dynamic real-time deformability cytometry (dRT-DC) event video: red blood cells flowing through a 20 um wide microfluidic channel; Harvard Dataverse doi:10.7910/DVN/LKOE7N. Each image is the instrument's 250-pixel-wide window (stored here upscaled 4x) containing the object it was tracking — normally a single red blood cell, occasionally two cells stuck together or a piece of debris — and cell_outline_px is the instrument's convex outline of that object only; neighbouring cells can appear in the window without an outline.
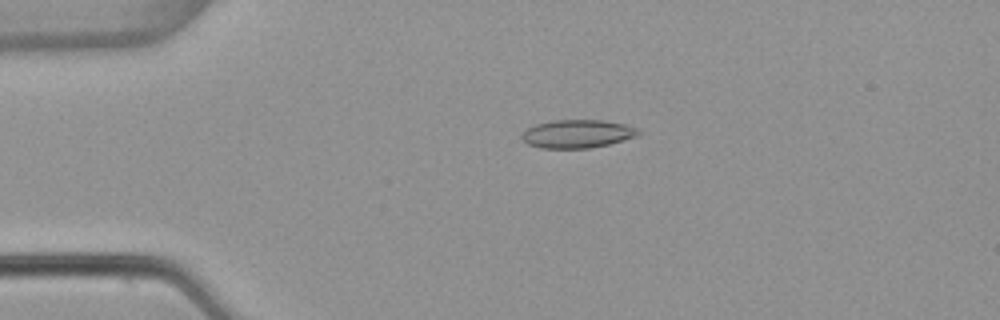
{"species": "common noctule bat (a hibernating species)", "species_latin": "Nyctalus noctula", "temperature_condition": "warm", "stored_images_in_passage": 52, "camera_frame_rate_fps": 3000, "um_per_image_px": 0.085, "animal": {"sex": "female", "body_mass_g": 22.7, "forearm_length_mm": 54.2}, "frame": {"image": 1, "passage_image": 11, "time_ms": 3.333, "image_size_px": [1000, 320], "cell_outline_px": [[644, 132], [636, 136], [608, 144], [588, 148], [540, 148], [528, 144], [520, 136], [528, 128], [536, 124], [552, 120], [604, 120], [624, 124], [640, 128]], "centroid_in_image_um": [49.11, 11.36], "position_along_channel_um": 35.9, "area_um2": 19.19}}
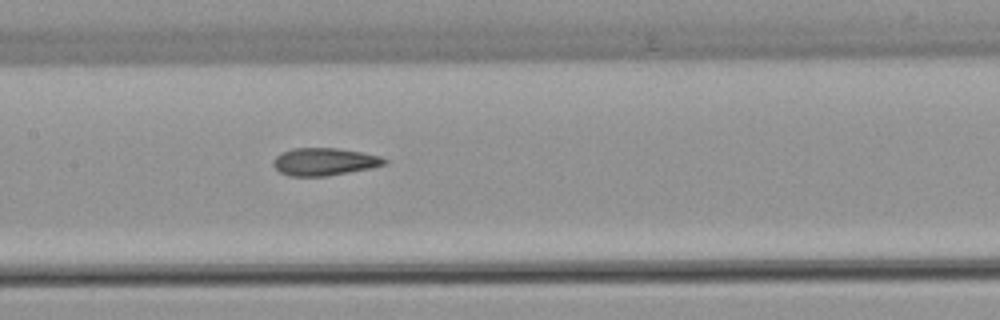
{"frame": {"image": 2, "passage_image": 25, "time_ms": 8.0, "image_size_px": [1000, 320], "cell_outline_px": [[388, 164], [372, 168], [328, 176], [288, 176], [280, 172], [272, 164], [276, 156], [280, 152], [292, 148], [336, 148], [360, 152], [380, 156], [388, 160]], "centroid_in_image_um": [27.57, 13.75], "position_along_channel_um": 179.8, "area_um2": 17.98}}
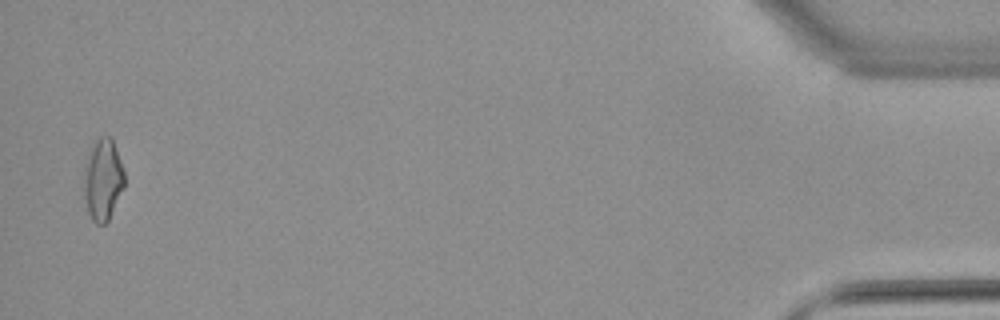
{"frame": {"image": 3, "passage_image": 51, "time_ms": 16.667, "image_size_px": [1000, 320], "cell_outline_px": [[124, 188], [108, 220], [104, 224], [96, 224], [92, 220], [88, 212], [84, 196], [84, 168], [88, 152], [96, 140], [100, 136], [112, 136], [124, 172]], "centroid_in_image_um": [8.74, 15.25], "position_along_channel_um": 426.5, "area_um2": 19.31}, "authors_computed_cell_mechanics": {"area_um2": 18.3804, "velocity_mm_per_s": 3.8925, "shape_relaxation_time_tau1_ms": null, "shape_relaxation_time_tau2_ms": 2.0865, "deformation_change_tau1": null, "deformation_change_tau2": 0.104}}